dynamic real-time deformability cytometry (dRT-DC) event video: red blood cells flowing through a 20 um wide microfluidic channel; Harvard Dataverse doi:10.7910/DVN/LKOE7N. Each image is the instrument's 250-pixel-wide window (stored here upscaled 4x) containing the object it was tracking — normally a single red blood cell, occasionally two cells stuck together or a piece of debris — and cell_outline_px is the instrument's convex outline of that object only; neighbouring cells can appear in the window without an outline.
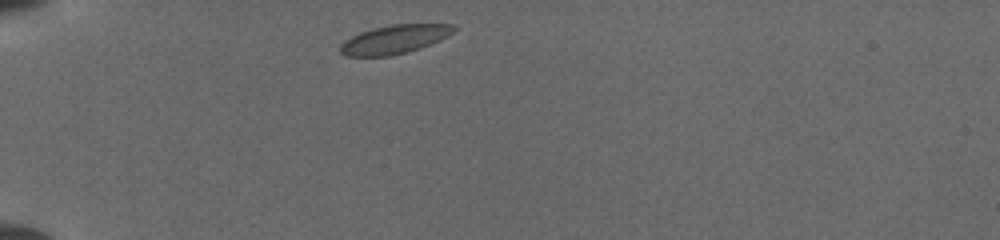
{"species": "common noctule bat (a hibernating species)", "species_latin": "Nyctalus noctula", "temperature_condition": "cold", "stored_images_in_passage": 13, "camera_frame_rate_fps": 3000, "um_per_image_px": 0.085, "animal": {"sex": "female", "body_mass_g": 19.5, "forearm_length_mm": 54.1}, "frame": {"image": 1, "passage_image": 1, "time_ms": 0.0, "image_size_px": [1000, 240], "cell_outline_px": [[460, 28], [448, 36], [440, 40], [420, 48], [388, 56], [344, 56], [340, 52], [340, 44], [344, 40], [360, 32], [372, 28], [392, 24], [456, 24]], "centroid_in_image_um": [33.56, 3.33], "position_along_channel_um": 51.4, "area_um2": 19.13}}
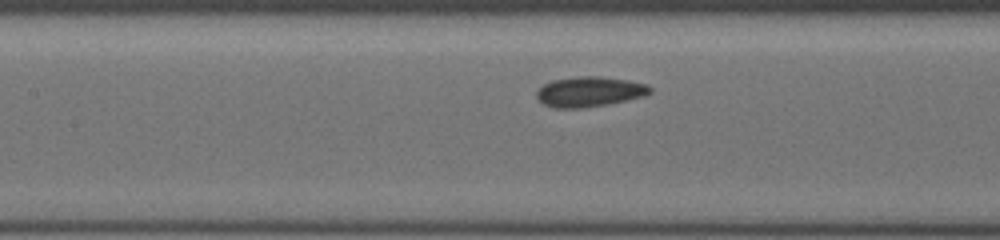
{"frame": {"image": 2, "passage_image": 10, "time_ms": 3.333, "image_size_px": [1000, 240], "cell_outline_px": [[652, 92], [644, 96], [628, 100], [608, 104], [580, 108], [552, 108], [544, 104], [536, 96], [536, 92], [544, 84], [552, 80], [576, 76], [600, 76], [628, 80], [648, 84], [652, 88]], "centroid_in_image_um": [50.13, 7.79], "position_along_channel_um": 157.3, "area_um2": 20.06}}
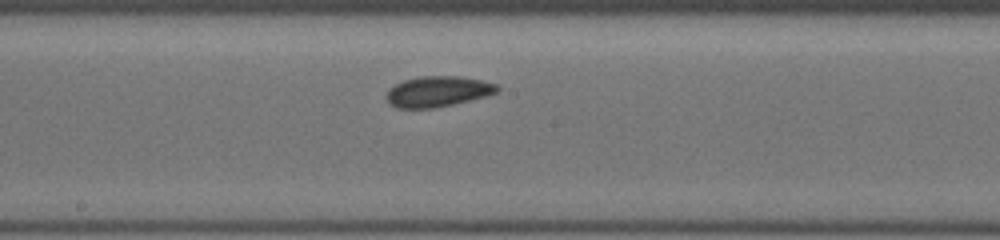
{"frame": {"image": 3, "passage_image": 13, "time_ms": 4.667, "image_size_px": [1000, 240], "cell_outline_px": [[500, 88], [496, 92], [488, 96], [436, 108], [396, 108], [388, 104], [384, 96], [388, 88], [404, 80], [420, 76], [456, 76], [480, 80], [496, 84]], "centroid_in_image_um": [37.16, 7.79], "position_along_channel_um": 211.0, "area_um2": 19.94}}